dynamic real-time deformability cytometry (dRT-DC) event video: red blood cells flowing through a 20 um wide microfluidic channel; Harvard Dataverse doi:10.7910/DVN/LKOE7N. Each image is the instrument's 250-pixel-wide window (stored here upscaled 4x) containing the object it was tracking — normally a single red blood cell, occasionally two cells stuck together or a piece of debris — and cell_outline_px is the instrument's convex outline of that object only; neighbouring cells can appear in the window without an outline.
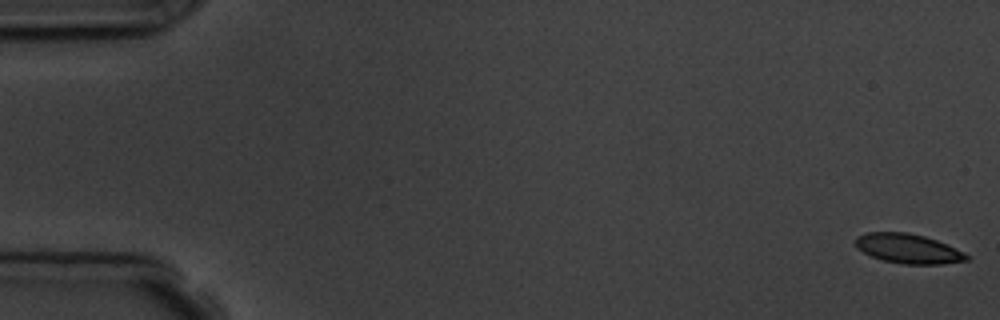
{"species": "common noctule bat (a hibernating species)", "species_latin": "Nyctalus noctula", "temperature_condition": "room temperature", "stored_images_in_passage": 7, "camera_frame_rate_fps": 3000, "um_per_image_px": 0.085, "animal": {"sex": "male", "body_mass_g": 19.5, "forearm_length_mm": 54.6}, "frame": {"image": 1, "passage_image": 1, "time_ms": 0.0, "image_size_px": [1000, 320], "cell_outline_px": [[968, 260], [940, 264], [904, 264], [884, 260], [872, 256], [856, 248], [856, 236], [868, 232], [908, 232], [924, 236], [936, 240], [964, 252], [968, 256]], "centroid_in_image_um": [77.17, 21.12], "position_along_channel_um": 7.8, "area_um2": 18.9}}
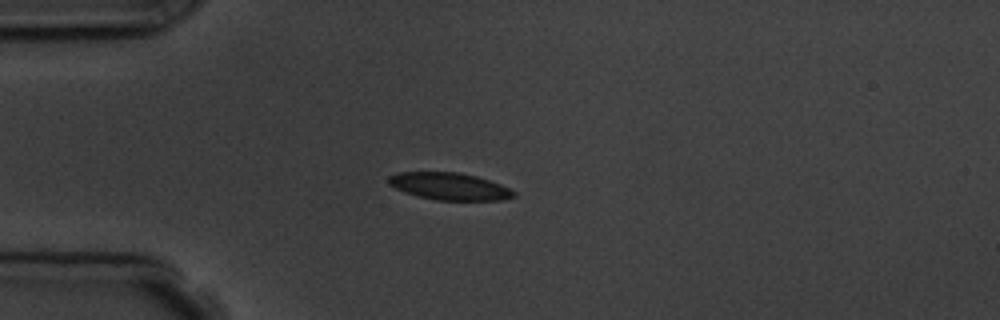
{"frame": {"image": 2, "passage_image": 5, "time_ms": 4.667, "image_size_px": [1000, 320], "cell_outline_px": [[516, 196], [504, 200], [436, 200], [404, 192], [388, 184], [388, 176], [396, 172], [460, 172], [476, 176], [500, 184], [516, 192]], "centroid_in_image_um": [38.2, 15.83], "position_along_channel_um": 46.8, "area_um2": 19.83}}